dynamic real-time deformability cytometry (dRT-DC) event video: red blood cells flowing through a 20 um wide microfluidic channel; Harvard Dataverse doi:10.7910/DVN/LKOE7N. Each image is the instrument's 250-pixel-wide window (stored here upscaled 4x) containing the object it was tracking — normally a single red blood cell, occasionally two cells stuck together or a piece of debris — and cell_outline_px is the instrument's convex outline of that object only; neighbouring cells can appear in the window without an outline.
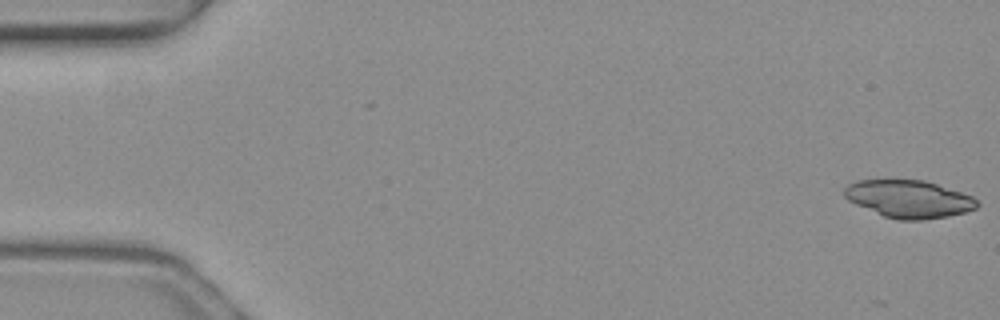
{"species": "common noctule bat (a hibernating species)", "species_latin": "Nyctalus noctula", "temperature_condition": "warm", "stored_images_in_passage": 49, "camera_frame_rate_fps": 3000, "um_per_image_px": 0.085, "animal": {"sex": "female", "body_mass_g": 19.3, "forearm_length_mm": 54.1}, "frame": {"image": 1, "passage_image": 1, "time_ms": 0.0, "image_size_px": [1000, 320], "cell_outline_px": [[980, 204], [976, 208], [964, 212], [948, 216], [924, 220], [896, 220], [884, 216], [856, 204], [848, 200], [844, 196], [844, 188], [848, 184], [856, 180], [924, 180], [972, 196]], "centroid_in_image_um": [77.24, 16.92], "position_along_channel_um": 7.8, "area_um2": 28.9}}
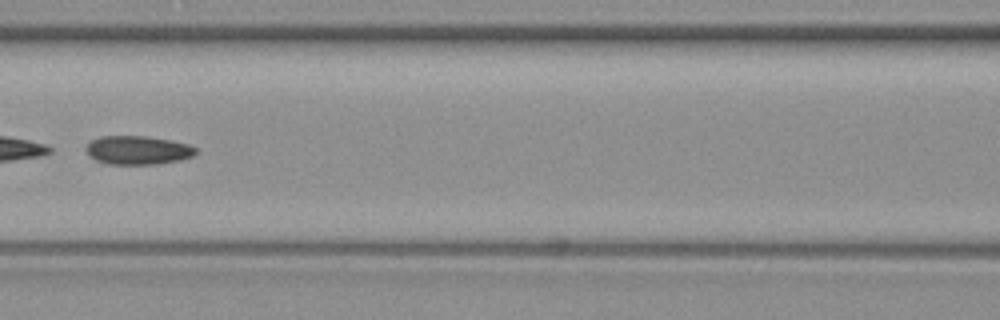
{"frame": {"image": 2, "passage_image": 23, "time_ms": 7.333, "image_size_px": [1000, 320], "cell_outline_px": [[196, 152], [192, 156], [180, 160], [160, 164], [108, 164], [96, 160], [88, 156], [84, 148], [92, 140], [100, 136], [144, 136], [168, 140], [188, 144], [196, 148]], "centroid_in_image_um": [11.68, 12.77], "position_along_channel_um": 154.9, "area_um2": 18.32}, "authors_computed_cell_mechanics": {"area_um2": 19.074, "velocity_mm_per_s": 4.1122, "shape_relaxation_time_tau1_ms": 0.8163, "shape_relaxation_time_tau2_ms": null, "deformation_change_tau1": 0.2572, "deformation_change_tau2": null}}